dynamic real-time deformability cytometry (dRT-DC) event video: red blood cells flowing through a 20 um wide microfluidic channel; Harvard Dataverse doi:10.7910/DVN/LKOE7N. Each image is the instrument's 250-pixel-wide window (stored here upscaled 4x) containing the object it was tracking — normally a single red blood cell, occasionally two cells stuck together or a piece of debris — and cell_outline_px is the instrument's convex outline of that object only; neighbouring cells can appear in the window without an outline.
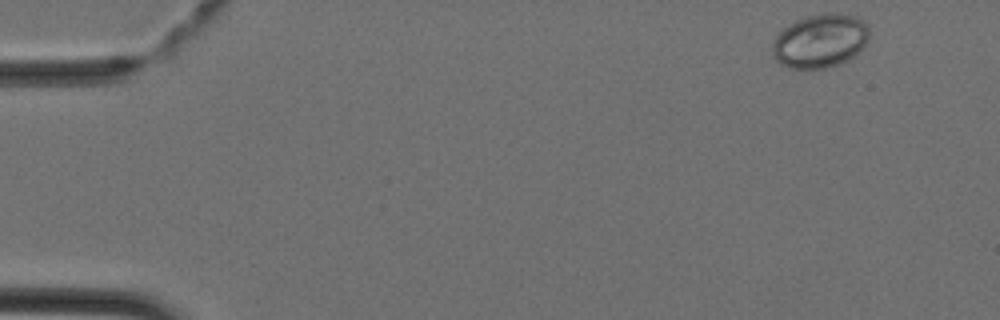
{"species": "Egyptian fruit bat (a non-hibernating species)", "species_latin": "Rousettus aegyptiacus", "temperature_condition": "cold", "stored_images_in_passage": 38, "camera_frame_rate_fps": 3000, "um_per_image_px": 0.085, "animal": {"sex": "female"}, "frame": {"image": 1, "passage_image": 1, "time_ms": 0.0, "image_size_px": [1000, 320], "cell_outline_px": [[872, 32], [868, 40], [848, 60], [840, 64], [824, 68], [792, 68], [780, 64], [772, 56], [772, 44], [776, 36], [788, 24], [796, 20], [808, 16], [824, 12], [836, 12], [856, 16], [868, 24]], "centroid_in_image_um": [69.73, 3.45], "position_along_channel_um": 15.3, "area_um2": 30.58}}
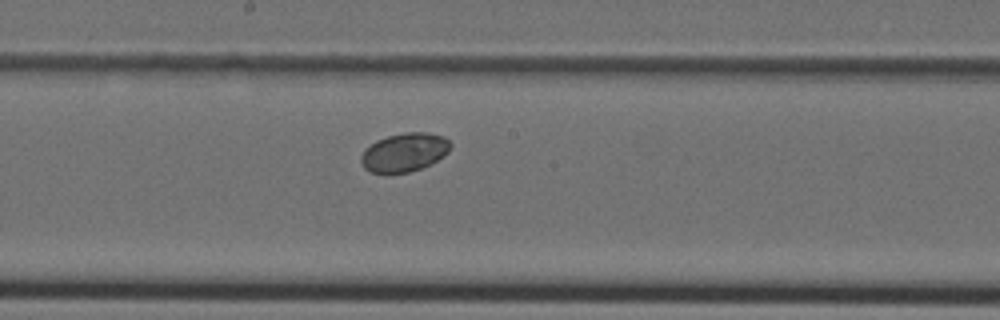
{"frame": {"image": 2, "passage_image": 22, "time_ms": 7.0, "image_size_px": [1000, 320], "cell_outline_px": [[452, 144], [448, 152], [436, 160], [420, 168], [408, 172], [388, 176], [368, 172], [364, 168], [360, 160], [360, 156], [364, 148], [376, 140], [388, 136], [404, 132], [428, 132], [444, 136]], "centroid_in_image_um": [34.3, 12.97], "position_along_channel_um": 213.9, "area_um2": 20.63}}
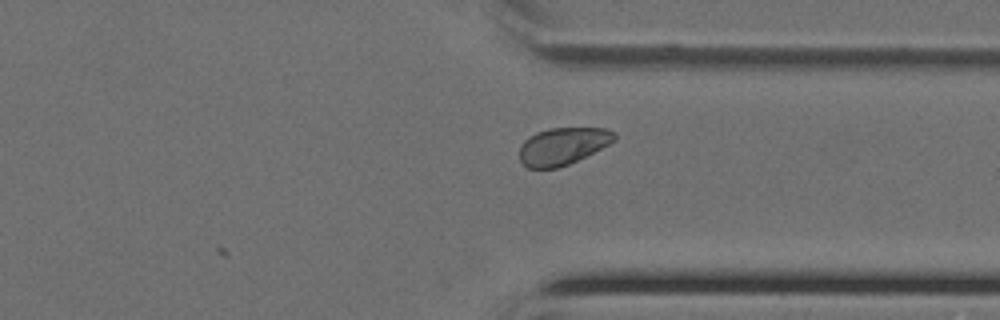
{"frame": {"image": 3, "passage_image": 32, "time_ms": 10.333, "image_size_px": [1000, 320], "cell_outline_px": [[616, 140], [568, 164], [556, 168], [528, 168], [520, 160], [520, 144], [528, 136], [536, 132], [552, 128], [604, 128], [616, 132]], "centroid_in_image_um": [47.81, 12.4], "position_along_channel_um": 363.6, "area_um2": 20.35}}